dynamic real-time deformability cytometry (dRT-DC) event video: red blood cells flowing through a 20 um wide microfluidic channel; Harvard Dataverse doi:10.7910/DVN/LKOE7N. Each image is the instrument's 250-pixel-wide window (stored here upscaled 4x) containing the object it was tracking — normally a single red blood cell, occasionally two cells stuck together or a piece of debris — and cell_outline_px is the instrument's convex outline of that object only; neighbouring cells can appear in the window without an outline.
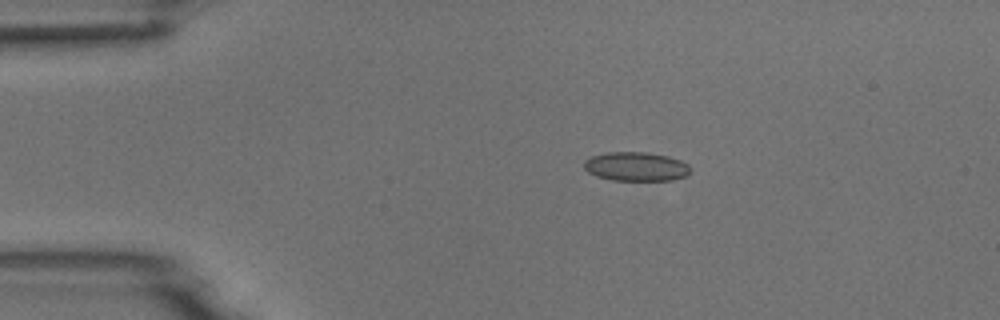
{"species": "common noctule bat (a hibernating species)", "species_latin": "Nyctalus noctula", "temperature_condition": "room temperature", "stored_images_in_passage": 8, "camera_frame_rate_fps": 3000, "um_per_image_px": 0.085, "animal": {"sex": "male", "body_mass_g": 18.8}, "frame": {"image": 1, "passage_image": 2, "time_ms": 2.0, "image_size_px": [1000, 320], "cell_outline_px": [[692, 172], [688, 176], [672, 180], [612, 180], [596, 176], [588, 172], [584, 168], [584, 160], [592, 156], [604, 152], [644, 152], [668, 156], [680, 160], [688, 164], [692, 168]], "centroid_in_image_um": [54.09, 14.16], "position_along_channel_um": 30.9, "area_um2": 18.21}}
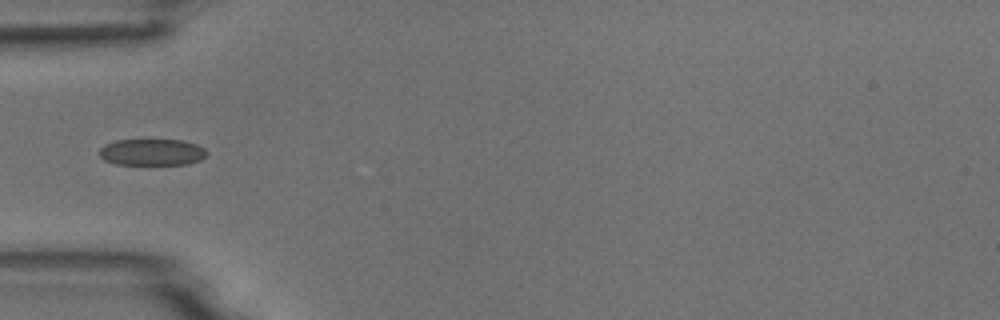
{"frame": {"image": 2, "passage_image": 4, "time_ms": 4.333, "image_size_px": [1000, 320], "cell_outline_px": [[208, 152], [200, 160], [188, 164], [116, 164], [104, 160], [100, 156], [100, 148], [104, 144], [116, 140], [180, 140], [196, 144], [204, 148]], "centroid_in_image_um": [12.9, 12.93], "position_along_channel_um": 72.1, "area_um2": 16.53}}